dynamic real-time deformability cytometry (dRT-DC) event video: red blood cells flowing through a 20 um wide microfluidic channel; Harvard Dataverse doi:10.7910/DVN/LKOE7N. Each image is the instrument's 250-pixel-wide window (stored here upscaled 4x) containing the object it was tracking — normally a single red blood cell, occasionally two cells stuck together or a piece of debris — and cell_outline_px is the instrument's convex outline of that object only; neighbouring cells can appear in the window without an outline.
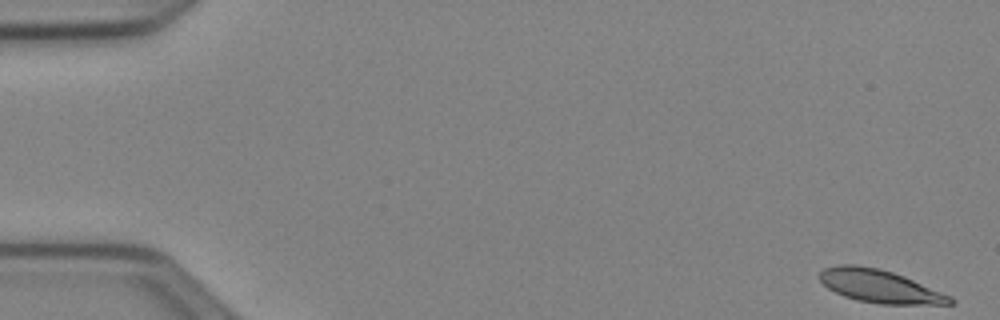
{"species": "Egyptian fruit bat (a non-hibernating species)", "species_latin": "Rousettus aegyptiacus", "temperature_condition": "cold", "stored_images_in_passage": 52, "camera_frame_rate_fps": 3000, "um_per_image_px": 0.085, "animal": {"sex": "female"}, "frame": {"image": 1, "passage_image": 1, "time_ms": 0.0, "image_size_px": [1000, 320], "cell_outline_px": [[956, 304], [880, 304], [856, 300], [844, 296], [828, 288], [820, 280], [820, 272], [824, 268], [840, 264], [856, 264], [880, 268], [904, 276], [952, 296], [956, 300]], "centroid_in_image_um": [74.81, 24.33], "position_along_channel_um": 10.2, "area_um2": 25.14}}
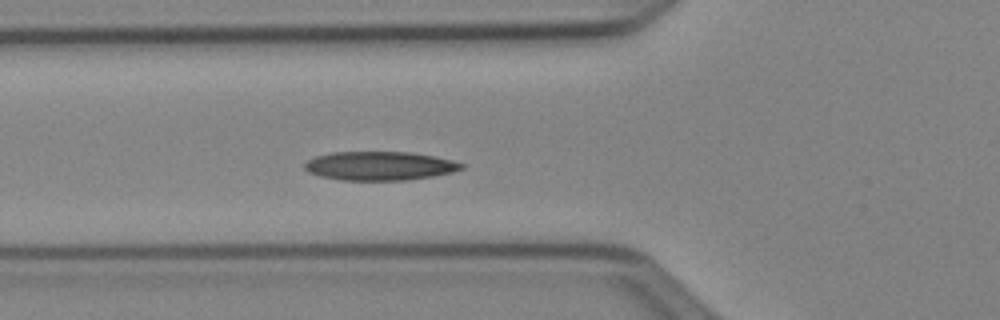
{"frame": {"image": 2, "passage_image": 19, "time_ms": 6.0, "image_size_px": [1000, 320], "cell_outline_px": [[464, 168], [452, 172], [432, 176], [404, 180], [340, 180], [320, 176], [308, 172], [304, 168], [304, 164], [308, 160], [316, 156], [332, 152], [412, 152], [452, 160], [464, 164]], "centroid_in_image_um": [32.25, 14.1], "position_along_channel_um": 93.6, "area_um2": 26.24}}
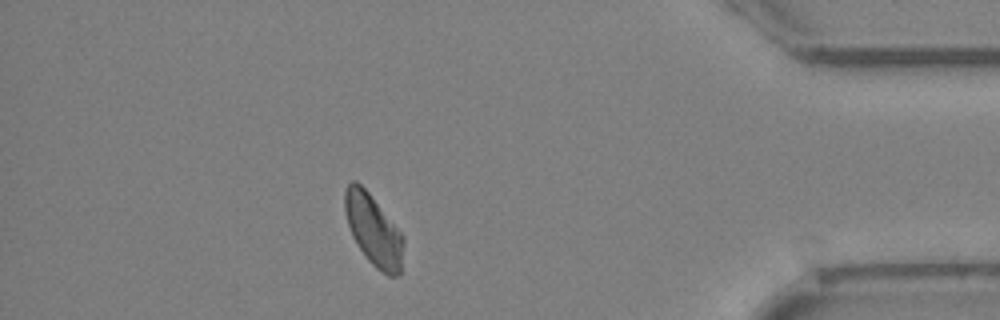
{"frame": {"image": 3, "passage_image": 46, "time_ms": 15.0, "image_size_px": [1000, 320], "cell_outline_px": [[404, 240], [400, 276], [388, 276], [376, 268], [368, 260], [356, 244], [352, 236], [348, 224], [344, 208], [344, 192], [348, 184], [352, 180], [356, 180], [368, 192], [404, 236]], "centroid_in_image_um": [31.74, 19.58], "position_along_channel_um": 403.5, "area_um2": 24.22}, "authors_computed_cell_mechanics": {"area_um2": 25.3453, "velocity_mm_per_s": 3.8828, "shape_relaxation_time_tau1_ms": 5.224, "shape_relaxation_time_tau2_ms": 8.5641, "deformation_change_tau1": 0.1274, "deformation_change_tau2": 0.1342}}